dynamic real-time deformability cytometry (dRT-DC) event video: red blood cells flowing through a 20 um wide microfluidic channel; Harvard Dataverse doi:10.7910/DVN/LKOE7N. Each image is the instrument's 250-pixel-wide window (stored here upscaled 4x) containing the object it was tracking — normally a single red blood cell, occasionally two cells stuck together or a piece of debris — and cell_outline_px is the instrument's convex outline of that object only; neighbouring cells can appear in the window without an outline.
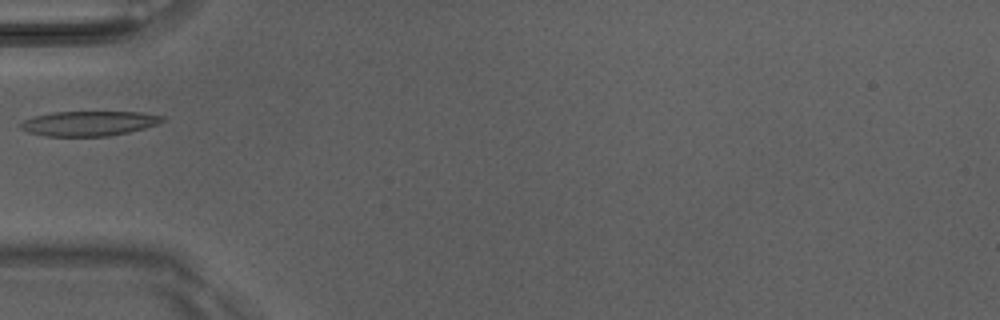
{"species": "Egyptian fruit bat (a non-hibernating species)", "species_latin": "Rousettus aegyptiacus", "temperature_condition": "room temperature", "stored_images_in_passage": 5, "camera_frame_rate_fps": 3000, "um_per_image_px": 0.085, "animal": {"sex": "male"}, "frame": {"image": 1, "passage_image": 4, "time_ms": 1.0, "image_size_px": [1000, 320], "cell_outline_px": [[164, 120], [156, 124], [144, 128], [128, 132], [108, 136], [44, 136], [28, 132], [20, 128], [20, 124], [24, 120], [32, 116], [52, 112], [140, 112], [164, 116]], "centroid_in_image_um": [7.52, 10.49], "position_along_channel_um": 77.5, "area_um2": 20.46}}